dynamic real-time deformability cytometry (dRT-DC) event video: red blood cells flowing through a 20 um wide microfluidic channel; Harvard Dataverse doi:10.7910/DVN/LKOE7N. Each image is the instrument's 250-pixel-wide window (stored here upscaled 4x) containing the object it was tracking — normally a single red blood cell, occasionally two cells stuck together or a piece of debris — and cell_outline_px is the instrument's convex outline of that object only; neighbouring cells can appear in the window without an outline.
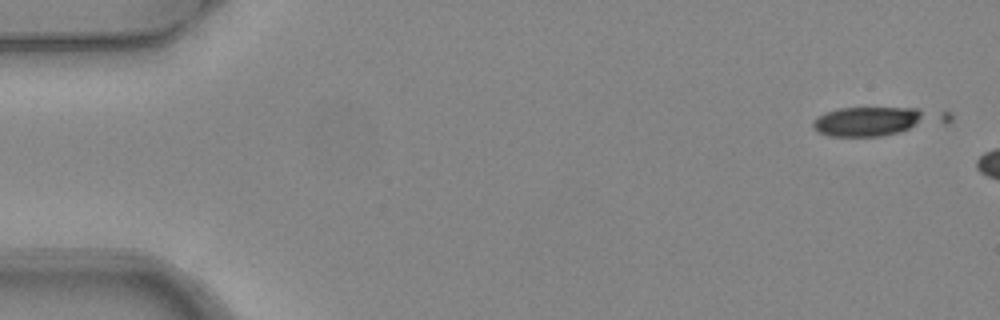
{"species": "common noctule bat (a hibernating species)", "species_latin": "Nyctalus noctula", "temperature_condition": "warm", "stored_images_in_passage": 3, "camera_frame_rate_fps": 3000, "um_per_image_px": 0.085, "animal": {"sex": "female", "body_mass_g": 24.6, "forearm_length_mm": 56.2}, "frame": {"image": 1, "passage_image": 1, "time_ms": 0.0, "image_size_px": [1000, 320], "cell_outline_px": [[952, 120], [948, 124], [880, 136], [832, 136], [820, 132], [812, 128], [812, 120], [824, 112], [840, 108], [920, 108], [948, 112], [952, 116]], "centroid_in_image_um": [74.6, 10.29], "position_along_channel_um": 10.4, "area_um2": 22.95}}